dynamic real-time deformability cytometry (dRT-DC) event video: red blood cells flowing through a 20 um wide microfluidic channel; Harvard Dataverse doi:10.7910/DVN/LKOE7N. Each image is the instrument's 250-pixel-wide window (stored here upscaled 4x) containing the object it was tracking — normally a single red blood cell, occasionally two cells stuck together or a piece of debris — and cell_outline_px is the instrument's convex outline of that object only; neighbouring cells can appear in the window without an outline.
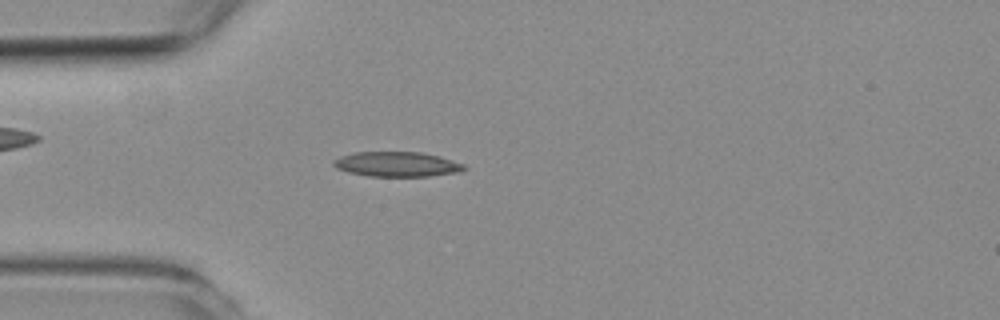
{"species": "common noctule bat (a hibernating species)", "species_latin": "Nyctalus noctula", "temperature_condition": "room temperature", "stored_images_in_passage": 53, "camera_frame_rate_fps": 3000, "um_per_image_px": 0.085, "animal": {"sex": "female", "body_mass_g": 19.3, "forearm_length_mm": 54.1}, "frame": {"image": 1, "passage_image": 14, "time_ms": 4.333, "image_size_px": [1000, 320], "cell_outline_px": [[468, 168], [460, 172], [428, 176], [368, 176], [348, 172], [336, 168], [332, 164], [332, 160], [340, 156], [356, 152], [420, 152], [440, 156], [464, 164]], "centroid_in_image_um": [33.74, 13.96], "position_along_channel_um": 51.3, "area_um2": 19.02}}
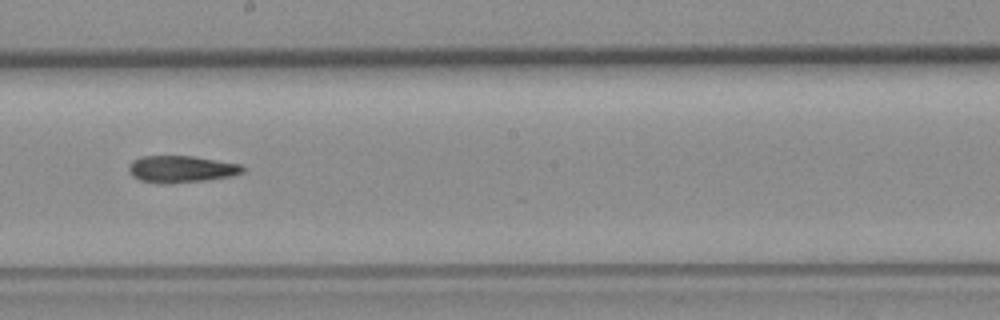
{"frame": {"image": 2, "passage_image": 29, "time_ms": 9.333, "image_size_px": [1000, 320], "cell_outline_px": [[244, 172], [232, 176], [208, 180], [168, 184], [140, 180], [132, 176], [128, 172], [128, 164], [132, 160], [140, 156], [192, 156], [240, 164], [244, 168]], "centroid_in_image_um": [15.38, 14.37], "position_along_channel_um": 232.8, "area_um2": 17.98}}
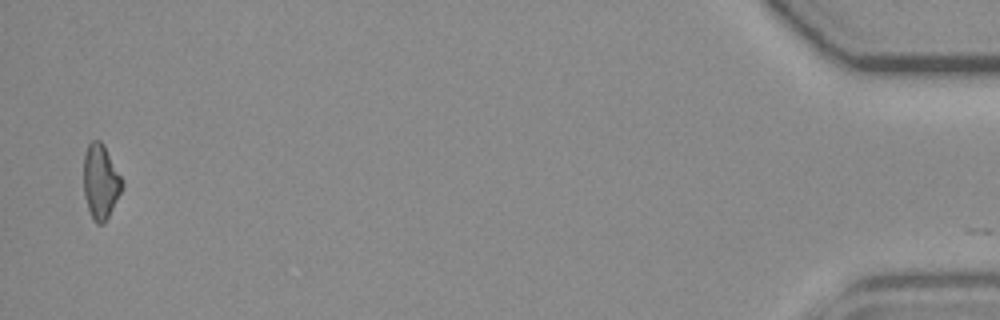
{"frame": {"image": 3, "passage_image": 52, "time_ms": 17.0, "image_size_px": [1000, 320], "cell_outline_px": [[124, 184], [104, 224], [96, 224], [92, 220], [84, 196], [84, 156], [88, 144], [92, 140], [100, 140], [104, 144]], "centroid_in_image_um": [8.53, 15.44], "position_along_channel_um": 426.7, "area_um2": 16.53}}